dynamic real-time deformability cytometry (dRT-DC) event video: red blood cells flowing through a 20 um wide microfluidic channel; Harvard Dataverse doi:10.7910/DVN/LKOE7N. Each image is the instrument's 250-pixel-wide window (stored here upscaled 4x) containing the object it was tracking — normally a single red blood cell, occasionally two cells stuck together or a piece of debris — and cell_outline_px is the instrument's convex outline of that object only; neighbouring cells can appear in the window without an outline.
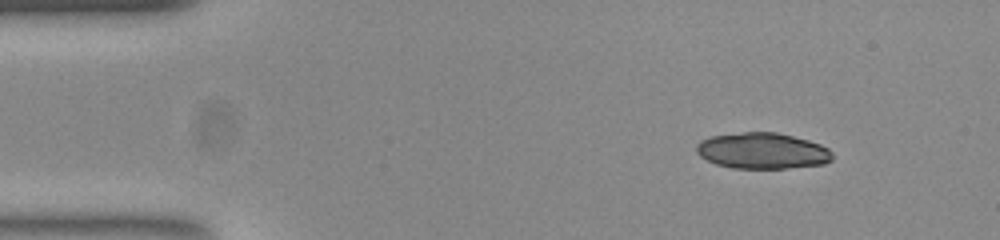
{"species": "common noctule bat (a hibernating species)", "species_latin": "Nyctalus noctula", "temperature_condition": "room temperature", "stored_images_in_passage": 22, "camera_frame_rate_fps": 3000, "um_per_image_px": 0.085, "animal": {"sex": "female", "body_mass_g": 23.0, "forearm_length_mm": 53.4}, "frame": {"image": 1, "passage_image": 1, "time_ms": 0.0, "image_size_px": [1000, 240], "cell_outline_px": [[832, 160], [824, 164], [784, 168], [732, 168], [716, 164], [700, 156], [696, 152], [696, 144], [700, 140], [712, 136], [744, 132], [776, 132], [808, 140], [820, 144], [828, 148], [832, 152]], "centroid_in_image_um": [64.8, 12.82], "position_along_channel_um": 20.2, "area_um2": 28.5}}